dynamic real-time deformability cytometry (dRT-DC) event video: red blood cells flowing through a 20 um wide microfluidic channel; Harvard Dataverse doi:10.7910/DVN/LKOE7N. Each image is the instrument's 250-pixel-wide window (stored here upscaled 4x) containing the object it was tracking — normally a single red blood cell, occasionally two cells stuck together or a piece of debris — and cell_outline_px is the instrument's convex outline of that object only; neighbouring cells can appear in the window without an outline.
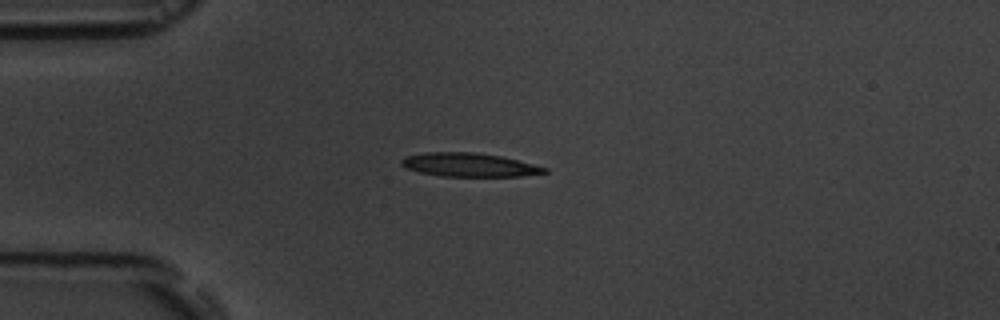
{"species": "common noctule bat (a hibernating species)", "species_latin": "Nyctalus noctula", "temperature_condition": "room temperature", "stored_images_in_passage": 5, "camera_frame_rate_fps": 3000, "um_per_image_px": 0.085, "animal": {"sex": "male", "body_mass_g": 19.5, "forearm_length_mm": 54.6}, "frame": {"image": 1, "passage_image": 3, "time_ms": 2.333, "image_size_px": [1000, 320], "cell_outline_px": [[548, 172], [520, 176], [440, 176], [420, 172], [404, 168], [400, 164], [400, 160], [404, 156], [428, 152], [476, 152], [500, 156], [548, 168]], "centroid_in_image_um": [39.81, 14.01], "position_along_channel_um": 45.2, "area_um2": 19.65}}
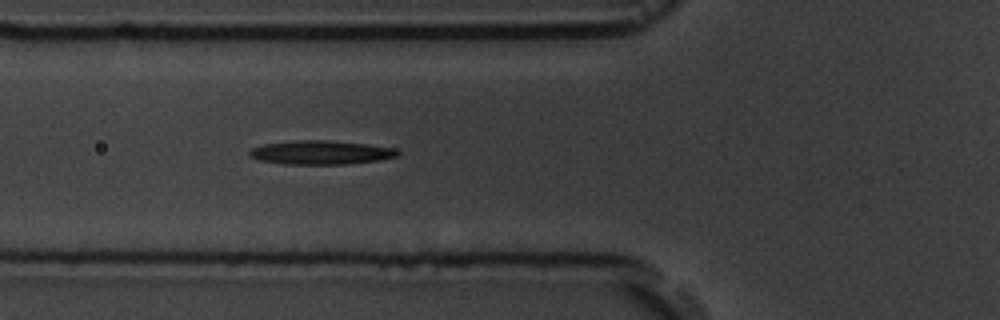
{"frame": {"image": 2, "passage_image": 5, "time_ms": 4.333, "image_size_px": [1000, 320], "cell_outline_px": [[400, 152], [396, 156], [380, 160], [348, 164], [284, 164], [260, 160], [248, 156], [248, 152], [252, 148], [264, 144], [292, 140], [328, 140], [368, 144], [396, 148]], "centroid_in_image_um": [27.27, 12.95], "position_along_channel_um": 98.5, "area_um2": 20.75}}